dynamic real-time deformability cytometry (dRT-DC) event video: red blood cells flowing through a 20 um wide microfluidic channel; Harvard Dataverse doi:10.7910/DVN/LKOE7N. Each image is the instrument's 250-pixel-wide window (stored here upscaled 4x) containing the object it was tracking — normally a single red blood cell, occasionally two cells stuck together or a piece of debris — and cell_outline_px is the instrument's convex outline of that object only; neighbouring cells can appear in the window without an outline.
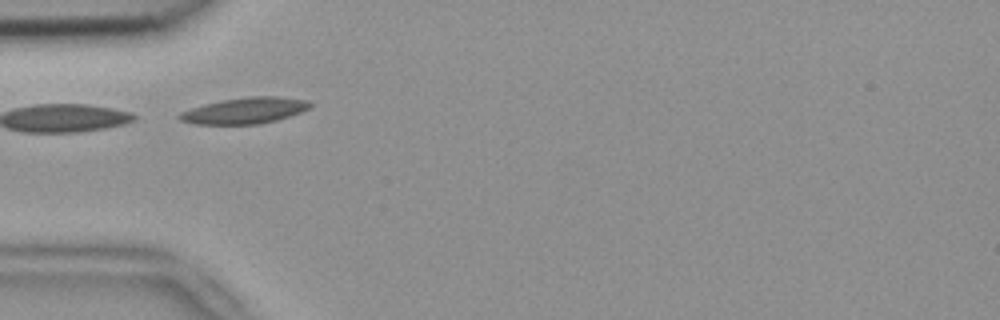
{"species": "common noctule bat (a hibernating species)", "species_latin": "Nyctalus noctula", "temperature_condition": "room temperature", "stored_images_in_passage": 38, "camera_frame_rate_fps": 3000, "um_per_image_px": 0.085, "animal": {"sex": "female", "body_mass_g": 18.4}, "frame": {"image": 1, "passage_image": 1, "time_ms": 0.0, "image_size_px": [1000, 320], "cell_outline_px": [[312, 104], [308, 108], [300, 112], [276, 120], [260, 124], [196, 124], [180, 120], [176, 116], [180, 112], [204, 104], [220, 100], [248, 96], [276, 96], [308, 100]], "centroid_in_image_um": [20.78, 9.39], "position_along_channel_um": 64.2, "area_um2": 19.83}}
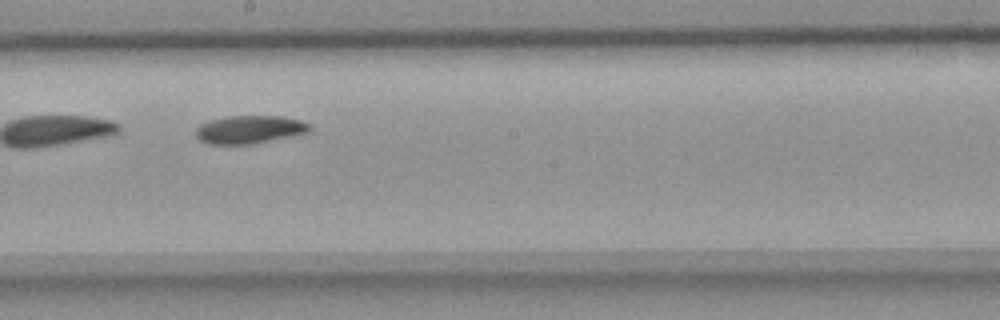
{"frame": {"image": 2, "passage_image": 14, "time_ms": 4.333, "image_size_px": [1000, 320], "cell_outline_px": [[312, 128], [308, 132], [248, 144], [208, 144], [200, 140], [196, 136], [196, 128], [200, 124], [208, 120], [228, 116], [284, 116], [300, 120], [308, 124]], "centroid_in_image_um": [21.16, 10.99], "position_along_channel_um": 227.0, "area_um2": 18.38}}
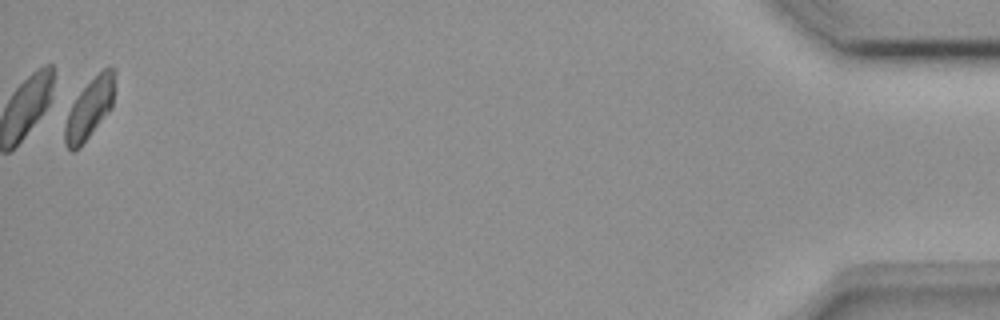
{"frame": {"image": 3, "passage_image": 37, "time_ms": 12.0, "image_size_px": [1000, 320], "cell_outline_px": [[116, 72], [112, 108], [80, 148], [76, 152], [72, 152], [64, 144], [64, 128], [68, 104], [104, 68], [116, 68]], "centroid_in_image_um": [7.58, 9.27], "position_along_channel_um": 427.6, "area_um2": 17.86}, "authors_computed_cell_mechanics": {"area_um2": 18.2648, "velocity_mm_per_s": 3.799, "shape_relaxation_time_tau1_ms": 7.4146, "shape_relaxation_time_tau2_ms": null, "deformation_change_tau1": 0.1337, "deformation_change_tau2": null}}